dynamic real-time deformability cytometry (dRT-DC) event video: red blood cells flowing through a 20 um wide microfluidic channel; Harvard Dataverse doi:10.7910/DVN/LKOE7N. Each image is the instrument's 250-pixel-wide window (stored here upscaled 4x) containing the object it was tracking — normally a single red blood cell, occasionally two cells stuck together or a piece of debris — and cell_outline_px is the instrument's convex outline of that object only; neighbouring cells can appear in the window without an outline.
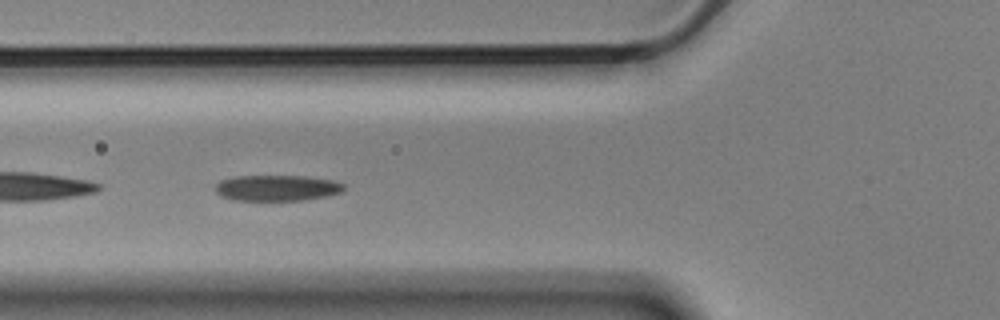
{"species": "Egyptian fruit bat (a non-hibernating species)", "species_latin": "Rousettus aegyptiacus", "temperature_condition": "cold", "stored_images_in_passage": 13, "camera_frame_rate_fps": 3000, "um_per_image_px": 0.085, "animal": {"sex": "male"}, "frame": {"image": 1, "passage_image": 4, "time_ms": 1.0, "image_size_px": [1000, 320], "cell_outline_px": [[344, 188], [340, 192], [324, 196], [304, 200], [232, 200], [220, 196], [216, 192], [216, 184], [220, 180], [236, 176], [304, 176], [332, 180], [344, 184]], "centroid_in_image_um": [23.49, 15.97], "position_along_channel_um": 102.3, "area_um2": 19.25}}
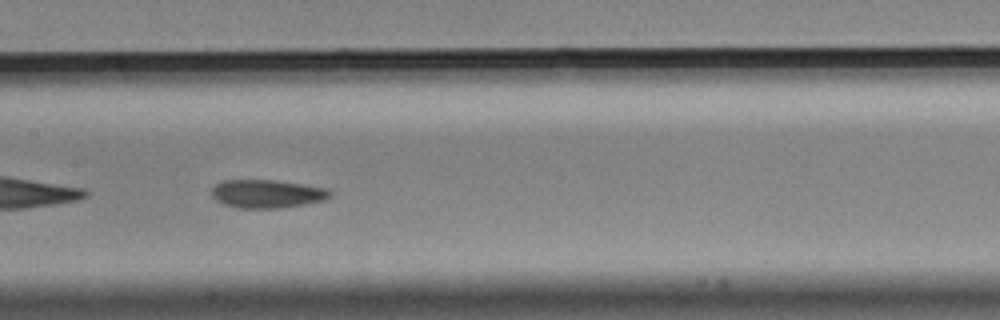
{"frame": {"image": 2, "passage_image": 6, "time_ms": 1.667, "image_size_px": [1000, 320], "cell_outline_px": [[332, 196], [324, 200], [304, 204], [280, 208], [240, 208], [224, 204], [216, 200], [212, 196], [212, 188], [216, 184], [224, 180], [272, 180], [300, 184], [324, 188], [332, 192]], "centroid_in_image_um": [22.68, 16.48], "position_along_channel_um": 184.7, "area_um2": 19.31}}
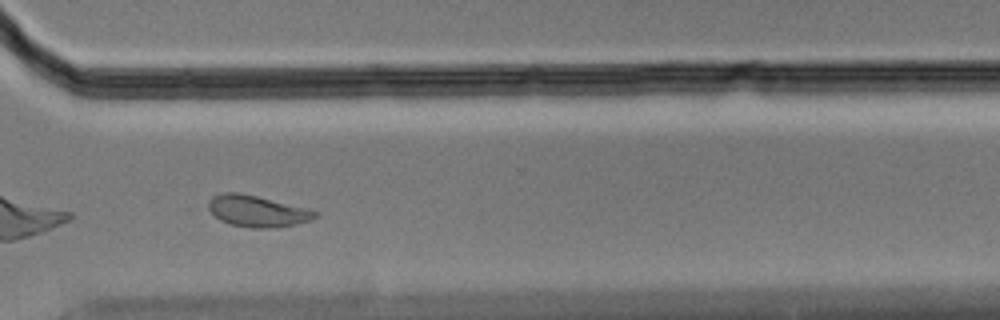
{"frame": {"image": 3, "passage_image": 10, "time_ms": 3.0, "image_size_px": [1000, 320], "cell_outline_px": [[320, 216], [312, 220], [296, 224], [276, 228], [252, 228], [228, 224], [220, 220], [208, 208], [208, 200], [212, 196], [220, 192], [236, 192], [256, 196], [308, 208], [320, 212]], "centroid_in_image_um": [21.9, 17.95], "position_along_channel_um": 348.7, "area_um2": 19.77}}